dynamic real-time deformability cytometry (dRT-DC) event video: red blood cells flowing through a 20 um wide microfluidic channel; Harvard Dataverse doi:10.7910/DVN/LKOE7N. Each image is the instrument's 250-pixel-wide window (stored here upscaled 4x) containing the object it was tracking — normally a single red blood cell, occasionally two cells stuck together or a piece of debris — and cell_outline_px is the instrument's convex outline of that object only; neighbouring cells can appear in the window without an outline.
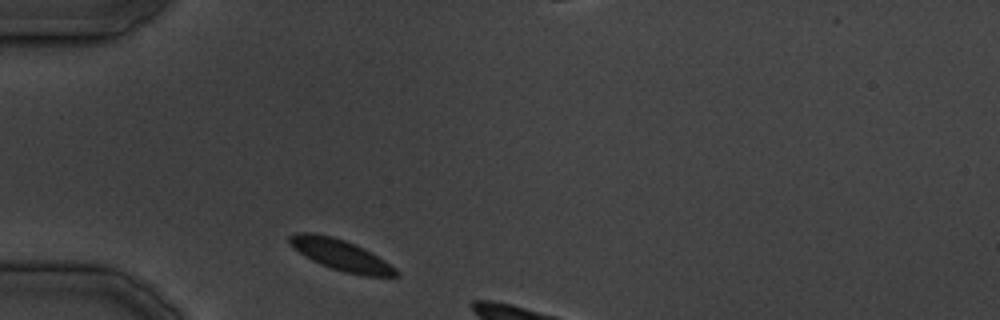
{"species": "common noctule bat (a hibernating species)", "species_latin": "Nyctalus noctula", "temperature_condition": "cold", "stored_images_in_passage": 5, "camera_frame_rate_fps": 3000, "um_per_image_px": 0.085, "animal": {"sex": "male", "body_mass_g": 19.5, "forearm_length_mm": 54.6}, "frame": {"image": 1, "passage_image": 1, "time_ms": 0.0, "image_size_px": [1000, 320], "cell_outline_px": [[400, 276], [364, 276], [344, 272], [320, 264], [304, 256], [288, 240], [288, 236], [296, 232], [312, 232], [332, 236], [344, 240], [364, 248], [384, 260], [396, 268], [400, 272]], "centroid_in_image_um": [29.0, 21.67], "position_along_channel_um": 56.0, "area_um2": 19.13}}